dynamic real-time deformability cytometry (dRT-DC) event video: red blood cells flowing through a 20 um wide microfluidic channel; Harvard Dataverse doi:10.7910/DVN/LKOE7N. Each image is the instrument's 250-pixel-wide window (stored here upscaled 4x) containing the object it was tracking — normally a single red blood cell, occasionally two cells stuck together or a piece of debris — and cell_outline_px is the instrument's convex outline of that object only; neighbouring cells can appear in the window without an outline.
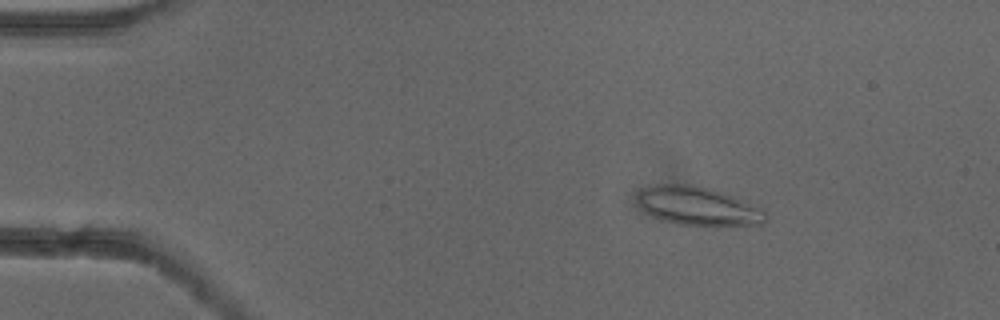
{"species": "common noctule bat (a hibernating species)", "species_latin": "Nyctalus noctula", "temperature_condition": "cold", "stored_images_in_passage": 54, "camera_frame_rate_fps": 3000, "um_per_image_px": 0.085, "animal": {"sex": "female"}, "frame": {"image": 1, "passage_image": 9, "time_ms": 2.667, "image_size_px": [1000, 320], "cell_outline_px": [[768, 220], [764, 224], [676, 224], [652, 216], [644, 212], [636, 196], [644, 188], [652, 184], [692, 184], [708, 188], [736, 196], [764, 208], [768, 216]], "centroid_in_image_um": [59.36, 17.49], "position_along_channel_um": 25.6, "area_um2": 28.78}}
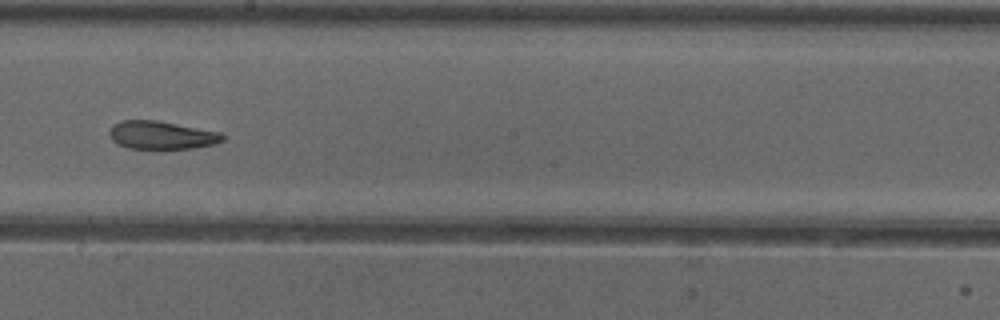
{"frame": {"image": 2, "passage_image": 31, "time_ms": 10.0, "image_size_px": [1000, 320], "cell_outline_px": [[224, 140], [212, 144], [196, 148], [128, 148], [116, 144], [112, 140], [108, 132], [112, 124], [120, 120], [156, 120], [220, 132], [224, 136]], "centroid_in_image_um": [13.68, 11.48], "position_along_channel_um": 234.5, "area_um2": 18.5}}
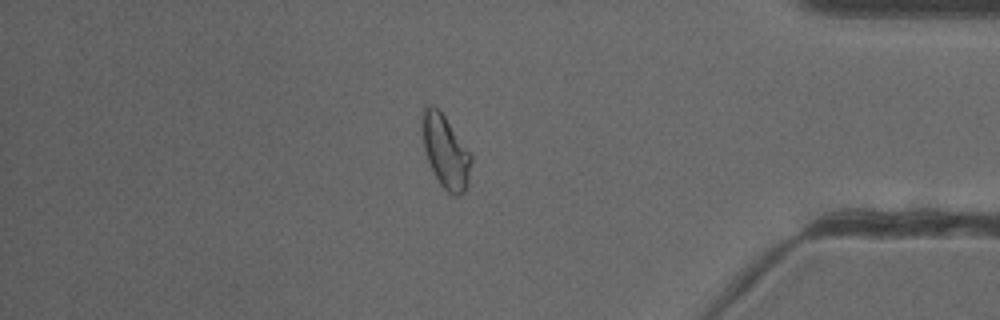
{"frame": {"image": 3, "passage_image": 46, "time_ms": 15.0, "image_size_px": [1000, 320], "cell_outline_px": [[472, 160], [468, 188], [464, 192], [456, 196], [452, 196], [440, 184], [428, 160], [424, 148], [420, 128], [420, 116], [424, 104], [432, 104], [444, 116], [472, 156]], "centroid_in_image_um": [37.84, 12.86], "position_along_channel_um": 397.4, "area_um2": 20.98}, "authors_computed_cell_mechanics": {"area_um2": 21.386, "velocity_mm_per_s": 3.8879, "shape_relaxation_time_tau1_ms": null, "shape_relaxation_time_tau2_ms": 2.2906, "deformation_change_tau1": null, "deformation_change_tau2": 0.0918}}